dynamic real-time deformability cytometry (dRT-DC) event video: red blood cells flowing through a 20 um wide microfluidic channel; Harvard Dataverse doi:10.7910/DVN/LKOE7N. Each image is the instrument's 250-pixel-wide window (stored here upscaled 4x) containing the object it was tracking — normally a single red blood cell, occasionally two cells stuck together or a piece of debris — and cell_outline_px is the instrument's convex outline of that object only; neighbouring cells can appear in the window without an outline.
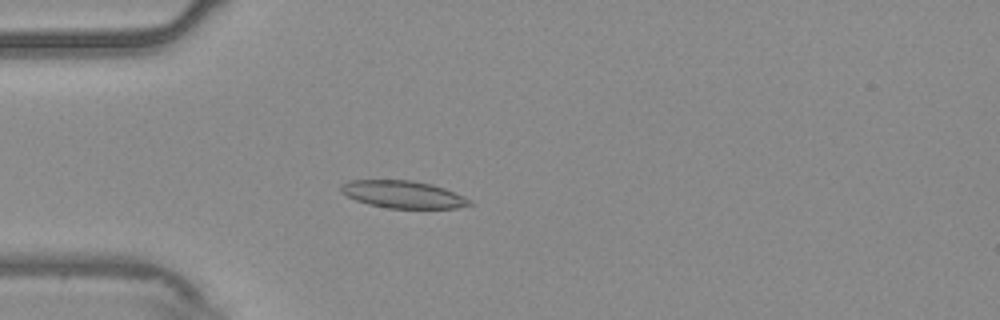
{"species": "common noctule bat (a hibernating species)", "species_latin": "Nyctalus noctula", "temperature_condition": "warm", "stored_images_in_passage": 50, "camera_frame_rate_fps": 3000, "um_per_image_px": 0.085, "animal": {"sex": "male", "body_mass_g": 20.4}, "frame": {"image": 1, "passage_image": 11, "time_ms": 3.333, "image_size_px": [1000, 320], "cell_outline_px": [[472, 204], [456, 208], [388, 208], [368, 204], [356, 200], [340, 192], [340, 184], [348, 180], [412, 180], [432, 184], [444, 188], [464, 196], [472, 200]], "centroid_in_image_um": [34.24, 16.52], "position_along_channel_um": 50.8, "area_um2": 20.58}}
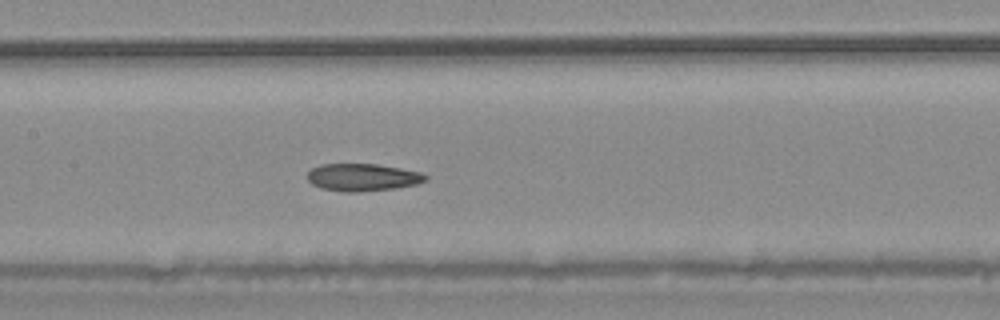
{"frame": {"image": 2, "passage_image": 22, "time_ms": 7.0, "image_size_px": [1000, 320], "cell_outline_px": [[428, 180], [416, 184], [396, 188], [360, 192], [344, 192], [320, 188], [312, 184], [308, 180], [308, 172], [312, 168], [320, 164], [376, 164], [400, 168], [420, 172], [428, 176]], "centroid_in_image_um": [30.82, 15.08], "position_along_channel_um": 176.6, "area_um2": 18.96}}
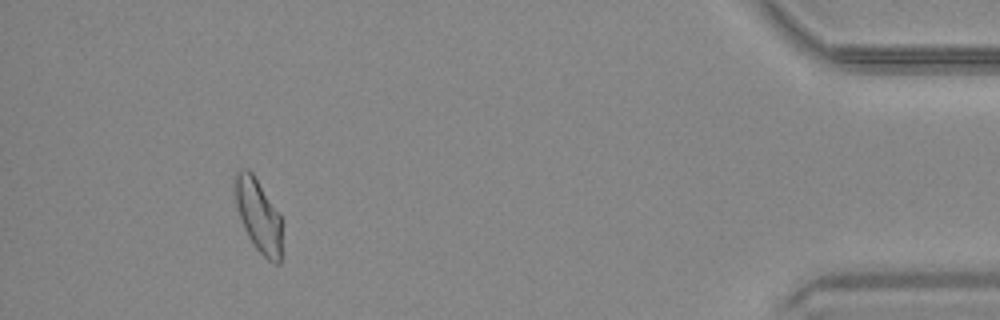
{"frame": {"image": 3, "passage_image": 46, "time_ms": 15.0, "image_size_px": [1000, 320], "cell_outline_px": [[280, 264], [272, 264], [256, 248], [248, 236], [244, 228], [236, 204], [232, 176], [236, 172], [244, 168], [248, 168], [252, 172], [280, 216]], "centroid_in_image_um": [21.91, 18.27], "position_along_channel_um": 413.3, "area_um2": 19.65}, "authors_computed_cell_mechanics": {"area_um2": 19.652, "velocity_mm_per_s": 3.7249, "shape_relaxation_time_tau1_ms": 4.6601, "shape_relaxation_time_tau2_ms": 3.9115, "deformation_change_tau1": 0.1318, "deformation_change_tau2": 0.112}}